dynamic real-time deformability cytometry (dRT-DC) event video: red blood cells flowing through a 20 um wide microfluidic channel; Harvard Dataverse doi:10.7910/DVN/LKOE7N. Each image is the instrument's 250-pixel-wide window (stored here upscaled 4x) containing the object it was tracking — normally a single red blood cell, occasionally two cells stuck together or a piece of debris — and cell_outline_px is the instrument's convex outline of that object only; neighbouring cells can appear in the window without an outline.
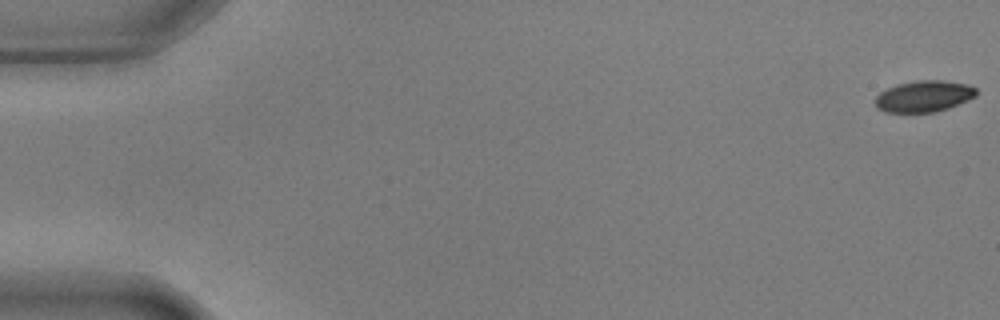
{"species": "common noctule bat (a hibernating species)", "species_latin": "Nyctalus noctula", "temperature_condition": "warm", "stored_images_in_passage": 48, "camera_frame_rate_fps": 3000, "um_per_image_px": 0.085, "animal": {"sex": "male", "body_mass_g": 17.9, "forearm_length_mm": 54.2}, "frame": {"image": 1, "passage_image": 1, "time_ms": 0.0, "image_size_px": [1000, 320], "cell_outline_px": [[976, 96], [948, 108], [932, 112], [884, 112], [876, 108], [876, 96], [880, 92], [896, 84], [916, 80], [944, 80], [968, 84], [976, 88]], "centroid_in_image_um": [78.52, 8.17], "position_along_channel_um": 6.5, "area_um2": 18.44}}
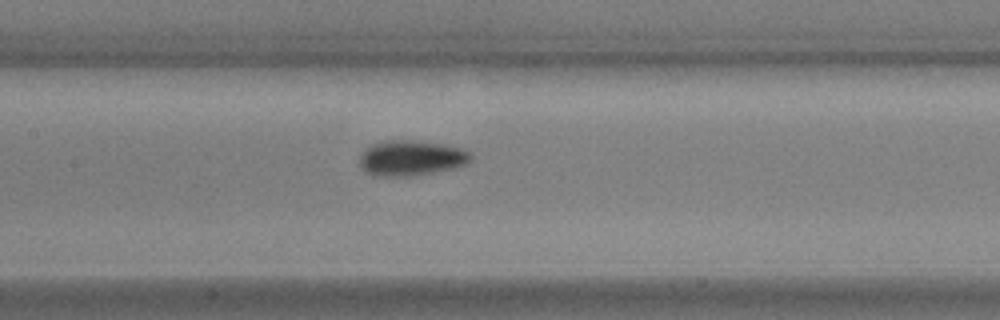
{"frame": {"image": 2, "passage_image": 27, "time_ms": 8.667, "image_size_px": [1000, 320], "cell_outline_px": [[472, 160], [464, 164], [452, 168], [412, 176], [372, 176], [364, 172], [360, 168], [360, 156], [372, 144], [388, 140], [408, 140], [444, 144], [460, 148], [468, 152], [472, 156]], "centroid_in_image_um": [34.91, 13.44], "position_along_channel_um": 172.5, "area_um2": 22.72}}
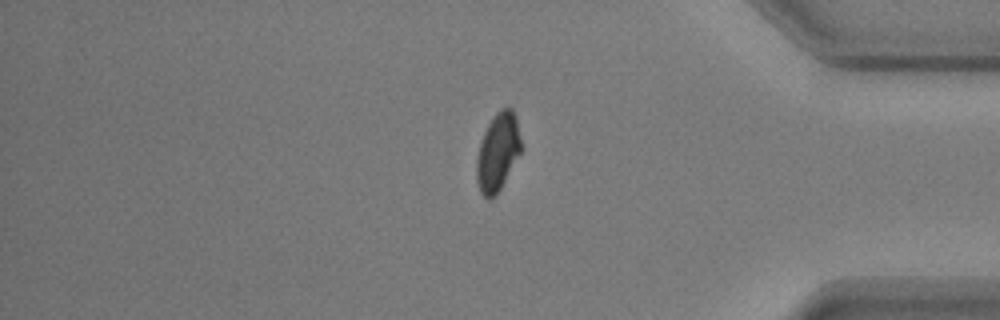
{"frame": {"image": 3, "passage_image": 47, "time_ms": 15.333, "image_size_px": [1000, 320], "cell_outline_px": [[520, 152], [496, 196], [492, 200], [488, 200], [480, 192], [476, 180], [476, 160], [480, 144], [484, 132], [488, 124], [496, 112], [500, 108], [512, 108], [516, 116], [520, 140]], "centroid_in_image_um": [42.28, 12.94], "position_along_channel_um": 392.9, "area_um2": 20.0}}